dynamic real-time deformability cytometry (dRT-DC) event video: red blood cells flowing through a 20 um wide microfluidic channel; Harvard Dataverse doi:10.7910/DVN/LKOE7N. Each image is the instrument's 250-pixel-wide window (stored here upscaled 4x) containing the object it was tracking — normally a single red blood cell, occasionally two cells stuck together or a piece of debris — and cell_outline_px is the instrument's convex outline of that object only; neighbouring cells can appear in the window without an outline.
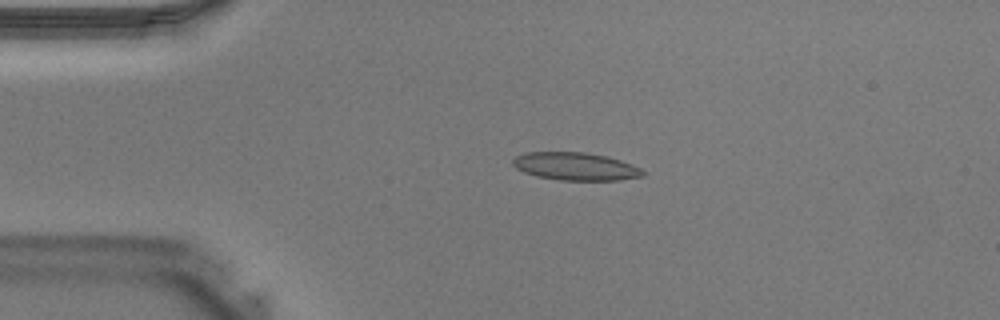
{"species": "Egyptian fruit bat (a non-hibernating species)", "species_latin": "Rousettus aegyptiacus", "temperature_condition": "warm", "stored_images_in_passage": 32, "camera_frame_rate_fps": 3000, "um_per_image_px": 0.085, "animal": {"sex": "male"}, "frame": {"image": 1, "passage_image": 1, "time_ms": 0.0, "image_size_px": [1000, 320], "cell_outline_px": [[644, 176], [620, 180], [560, 180], [536, 176], [524, 172], [516, 168], [512, 164], [512, 160], [516, 156], [524, 152], [584, 152], [604, 156], [620, 160], [640, 168], [644, 172]], "centroid_in_image_um": [48.88, 14.14], "position_along_channel_um": 36.1, "area_um2": 20.98}}
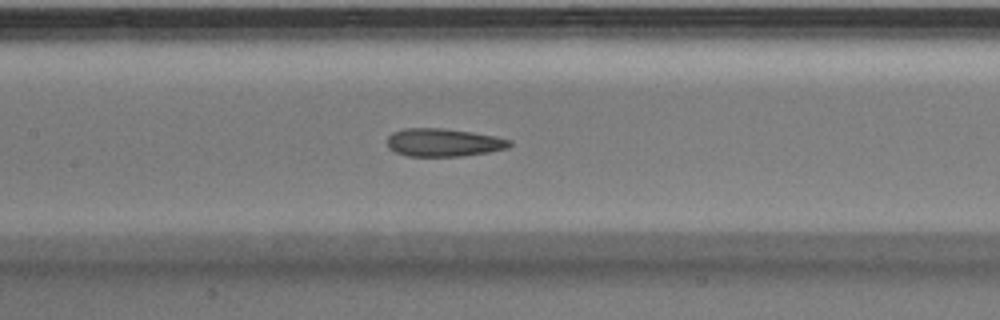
{"frame": {"image": 2, "passage_image": 11, "time_ms": 3.333, "image_size_px": [1000, 320], "cell_outline_px": [[512, 144], [508, 148], [488, 152], [464, 156], [408, 156], [396, 152], [388, 148], [388, 136], [392, 132], [404, 128], [444, 128], [472, 132], [496, 136], [512, 140]], "centroid_in_image_um": [37.72, 12.11], "position_along_channel_um": 169.7, "area_um2": 20.11}}
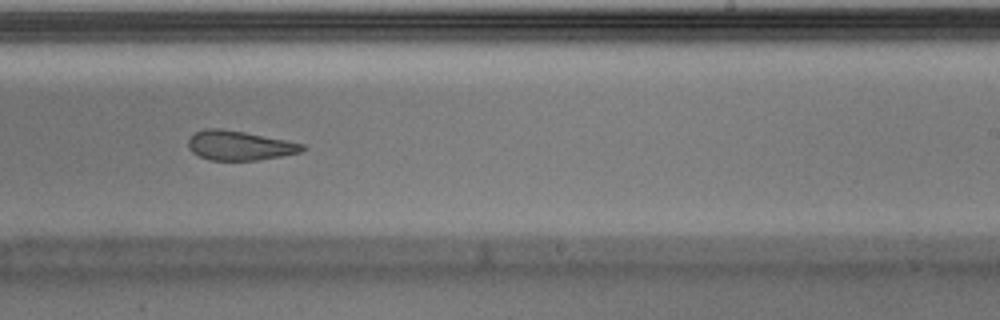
{"frame": {"image": 3, "passage_image": 17, "time_ms": 5.333, "image_size_px": [1000, 320], "cell_outline_px": [[304, 148], [300, 152], [280, 156], [256, 160], [208, 160], [192, 152], [188, 148], [188, 140], [196, 132], [204, 128], [220, 128], [244, 132], [304, 144]], "centroid_in_image_um": [20.3, 12.37], "position_along_channel_um": 268.7, "area_um2": 19.31}}